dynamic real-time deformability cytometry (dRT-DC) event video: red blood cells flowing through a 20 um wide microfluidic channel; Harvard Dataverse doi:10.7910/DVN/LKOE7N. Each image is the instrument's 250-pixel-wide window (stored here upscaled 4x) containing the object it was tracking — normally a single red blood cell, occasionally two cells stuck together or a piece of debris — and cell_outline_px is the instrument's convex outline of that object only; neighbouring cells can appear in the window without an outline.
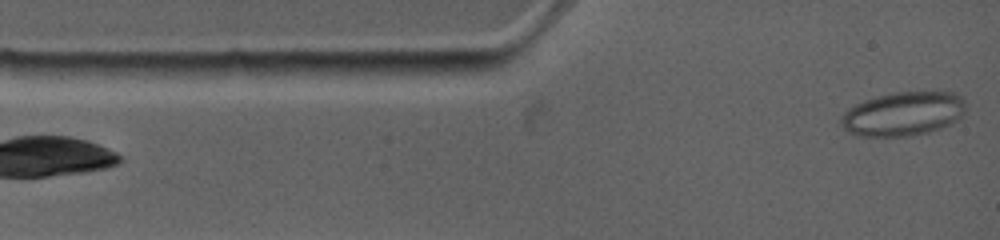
{"species": "common noctule bat (a hibernating species)", "species_latin": "Nyctalus noctula", "temperature_condition": "warm", "stored_images_in_passage": 19, "camera_frame_rate_fps": 4500, "um_per_image_px": 0.085, "animal": {"sex": "female", "body_mass_g": 19.0, "forearm_length_mm": 53.3}, "frame": {"image": 1, "passage_image": 1, "time_ms": 0.0, "image_size_px": [1000, 240], "cell_outline_px": [[952, 100], [948, 120], [924, 132], [900, 136], [880, 136], [856, 132], [848, 128], [844, 124], [844, 116], [848, 112], [860, 104], [884, 96], [904, 92], [932, 92], [948, 96]], "centroid_in_image_um": [76.47, 9.7], "position_along_channel_um": 8.5, "area_um2": 26.41}}
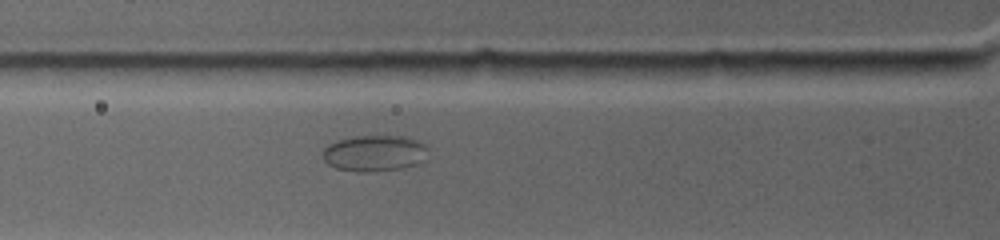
{"frame": {"image": 2, "passage_image": 13, "time_ms": 3.556, "image_size_px": [1000, 240], "cell_outline_px": [[424, 148], [416, 164], [400, 168], [376, 172], [356, 172], [336, 168], [328, 164], [324, 156], [324, 152], [332, 144], [340, 140], [364, 136], [404, 136], [420, 144]], "centroid_in_image_um": [31.74, 13.05], "position_along_channel_um": 94.1, "area_um2": 20.92}}
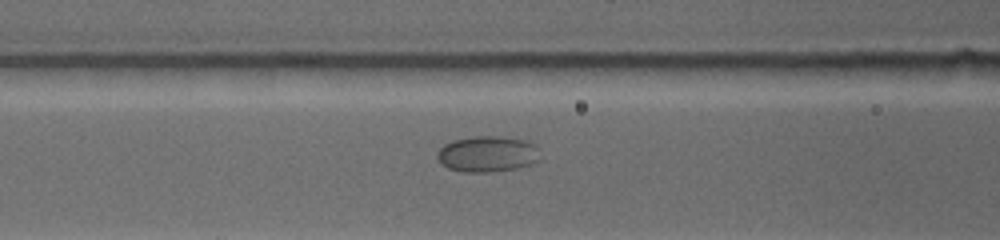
{"frame": {"image": 3, "passage_image": 16, "time_ms": 4.444, "image_size_px": [1000, 240], "cell_outline_px": [[528, 164], [516, 168], [492, 172], [460, 172], [448, 168], [440, 160], [440, 148], [456, 140], [472, 136], [496, 136], [520, 140], [528, 144]], "centroid_in_image_um": [41.19, 13.11], "position_along_channel_um": 125.4, "area_um2": 19.54}}